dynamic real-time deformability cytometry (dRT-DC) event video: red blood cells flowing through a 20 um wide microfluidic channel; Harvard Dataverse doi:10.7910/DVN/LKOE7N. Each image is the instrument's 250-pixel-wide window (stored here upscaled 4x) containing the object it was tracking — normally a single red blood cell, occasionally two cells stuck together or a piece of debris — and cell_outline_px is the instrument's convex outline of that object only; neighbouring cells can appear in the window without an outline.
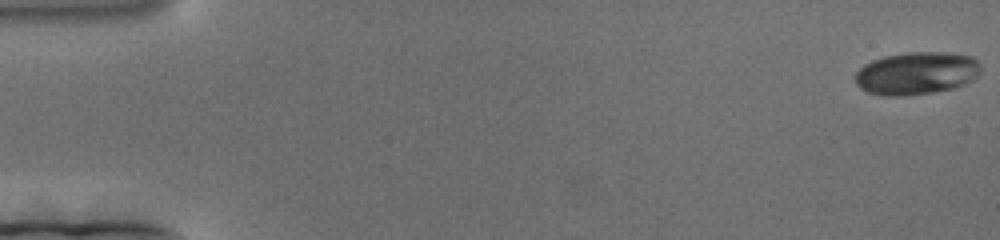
{"species": "human", "species_latin": "Homo sapiens", "temperature_condition": "cold", "stored_images_in_passage": 187, "camera_frame_rate_fps": 3000, "um_per_image_px": 0.085, "donor": {"sex": "female"}, "frame": {"image": 1, "passage_image": 1, "time_ms": 0.0, "image_size_px": [1000, 240], "cell_outline_px": [[980, 72], [972, 80], [964, 84], [952, 88], [932, 92], [904, 96], [888, 96], [868, 92], [860, 88], [856, 84], [856, 72], [864, 64], [872, 60], [884, 56], [908, 52], [944, 52], [972, 56], [980, 64]], "centroid_in_image_um": [77.89, 6.22], "position_along_channel_um": 7.1, "area_um2": 31.15}}
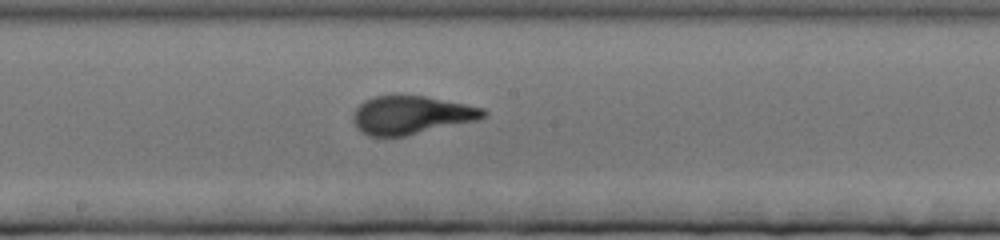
{"frame": {"image": 2, "passage_image": 101, "time_ms": 33.333, "image_size_px": [1000, 240], "cell_outline_px": [[488, 116], [480, 120], [404, 136], [368, 136], [360, 132], [356, 128], [352, 120], [352, 116], [356, 108], [364, 100], [372, 96], [424, 96], [484, 108], [488, 112]], "centroid_in_image_um": [34.96, 9.79], "position_along_channel_um": 213.2, "area_um2": 29.19}}
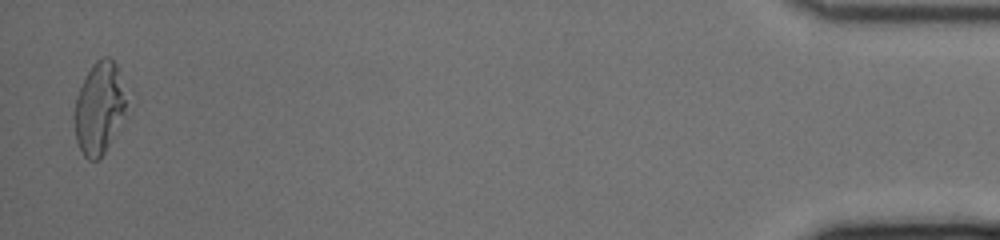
{"frame": {"image": 3, "passage_image": 183, "time_ms": 60.667, "image_size_px": [1000, 240], "cell_outline_px": [[124, 116], [100, 160], [88, 160], [84, 156], [76, 140], [72, 116], [76, 96], [92, 64], [96, 60], [104, 56], [108, 56], [116, 64], [124, 100]], "centroid_in_image_um": [8.36, 9.23], "position_along_channel_um": 426.8, "area_um2": 27.34}}